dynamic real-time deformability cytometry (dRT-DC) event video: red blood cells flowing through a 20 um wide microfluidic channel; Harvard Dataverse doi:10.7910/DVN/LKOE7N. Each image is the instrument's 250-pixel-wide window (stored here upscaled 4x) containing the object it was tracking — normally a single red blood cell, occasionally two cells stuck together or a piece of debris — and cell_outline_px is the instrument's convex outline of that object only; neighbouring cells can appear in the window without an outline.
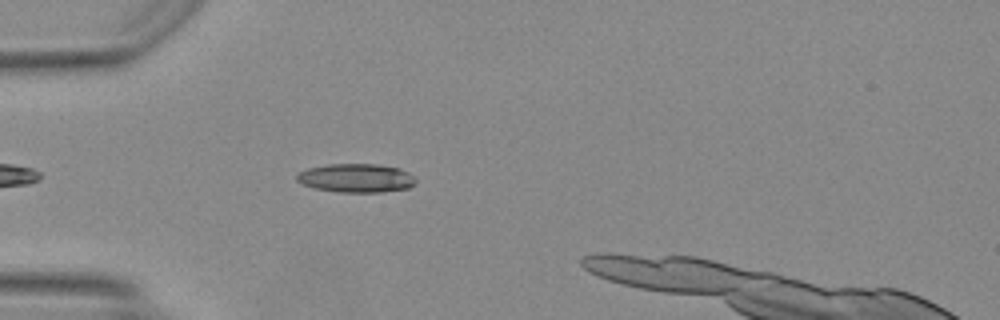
{"species": "Egyptian fruit bat (a non-hibernating species)", "species_latin": "Rousettus aegyptiacus", "temperature_condition": "warm", "stored_images_in_passage": 14, "camera_frame_rate_fps": 3000, "um_per_image_px": 0.085, "animal": {"sex": "female"}, "frame": {"image": 1, "passage_image": 5, "time_ms": 1.333, "image_size_px": [1000, 320], "cell_outline_px": [[416, 184], [408, 188], [380, 192], [340, 192], [316, 188], [300, 184], [296, 180], [296, 176], [300, 172], [308, 168], [328, 164], [376, 164], [400, 168], [408, 172], [416, 180]], "centroid_in_image_um": [30.27, 15.13], "position_along_channel_um": 54.7, "area_um2": 19.88}}
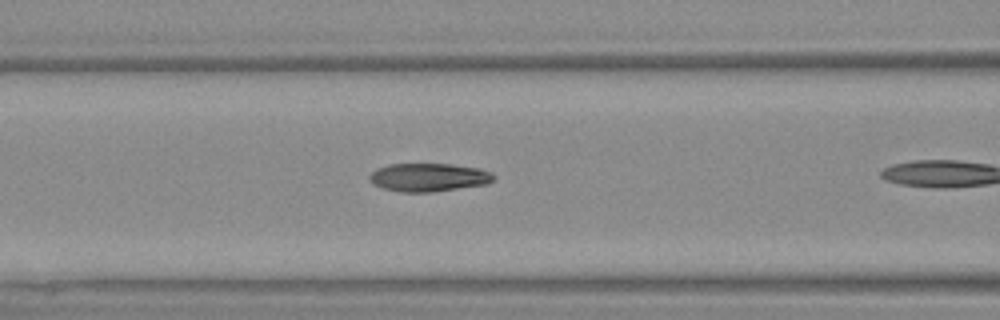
{"frame": {"image": 2, "passage_image": 8, "time_ms": 2.333, "image_size_px": [1000, 320], "cell_outline_px": [[496, 176], [488, 184], [432, 192], [400, 192], [384, 188], [372, 184], [368, 180], [368, 176], [376, 168], [388, 164], [448, 164], [480, 168], [492, 172]], "centroid_in_image_um": [36.42, 15.07], "position_along_channel_um": 130.2, "area_um2": 20.63}}